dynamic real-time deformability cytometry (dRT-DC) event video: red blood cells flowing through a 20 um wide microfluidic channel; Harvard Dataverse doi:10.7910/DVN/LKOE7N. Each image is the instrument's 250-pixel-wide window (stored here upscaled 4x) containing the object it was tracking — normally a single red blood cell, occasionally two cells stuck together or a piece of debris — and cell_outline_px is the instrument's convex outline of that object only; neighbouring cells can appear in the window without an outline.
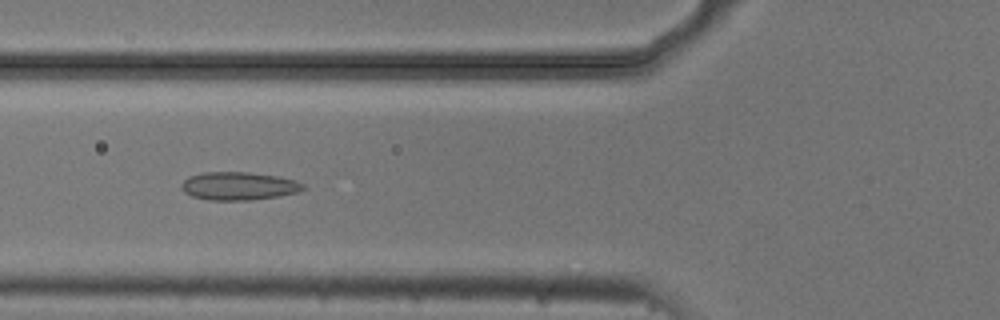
{"species": "common noctule bat (a hibernating species)", "species_latin": "Nyctalus noctula", "temperature_condition": "cold", "stored_images_in_passage": 53, "camera_frame_rate_fps": 3000, "um_per_image_px": 0.085, "animal": {"sex": "male", "body_mass_g": 20.5, "forearm_length_mm": 52.5}, "frame": {"image": 1, "passage_image": 19, "time_ms": 6.0, "image_size_px": [1000, 320], "cell_outline_px": [[304, 188], [300, 192], [280, 196], [252, 200], [208, 200], [192, 196], [184, 192], [180, 188], [180, 184], [188, 176], [204, 172], [248, 172], [280, 176], [296, 180], [304, 184]], "centroid_in_image_um": [20.3, 15.81], "position_along_channel_um": 105.5, "area_um2": 20.23}}
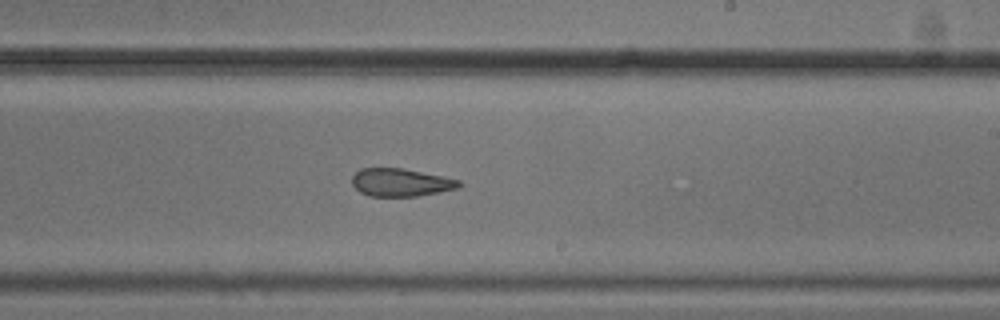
{"frame": {"image": 2, "passage_image": 31, "time_ms": 10.0, "image_size_px": [1000, 320], "cell_outline_px": [[464, 184], [456, 188], [416, 196], [368, 196], [360, 192], [352, 184], [352, 176], [360, 168], [404, 168], [444, 176], [460, 180]], "centroid_in_image_um": [34.05, 15.49], "position_along_channel_um": 254.9, "area_um2": 17.4}}
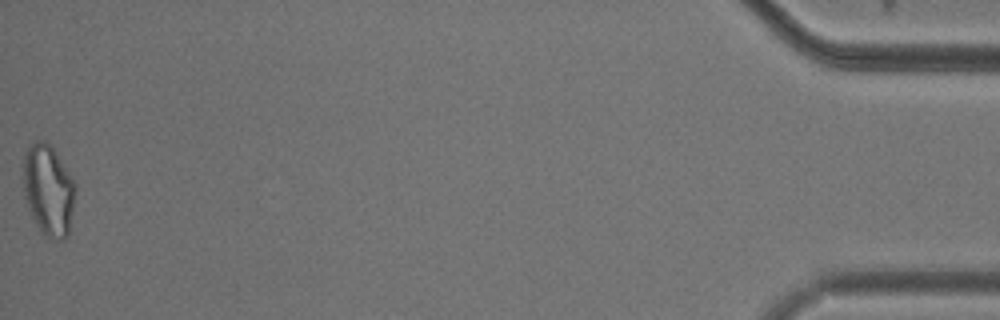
{"frame": {"image": 3, "passage_image": 53, "time_ms": 17.333, "image_size_px": [1000, 320], "cell_outline_px": [[76, 188], [68, 236], [64, 240], [52, 240], [44, 236], [36, 224], [28, 208], [24, 196], [24, 152], [28, 144], [36, 140], [44, 140], [56, 152], [76, 184]], "centroid_in_image_um": [4.11, 16.17], "position_along_channel_um": 431.1, "area_um2": 27.8}, "authors_computed_cell_mechanics": {"area_um2": 20.9236, "velocity_mm_per_s": 3.7209, "shape_relaxation_time_tau1_ms": null, "shape_relaxation_time_tau2_ms": 3.6669, "deformation_change_tau1": null, "deformation_change_tau2": 0.1036}}